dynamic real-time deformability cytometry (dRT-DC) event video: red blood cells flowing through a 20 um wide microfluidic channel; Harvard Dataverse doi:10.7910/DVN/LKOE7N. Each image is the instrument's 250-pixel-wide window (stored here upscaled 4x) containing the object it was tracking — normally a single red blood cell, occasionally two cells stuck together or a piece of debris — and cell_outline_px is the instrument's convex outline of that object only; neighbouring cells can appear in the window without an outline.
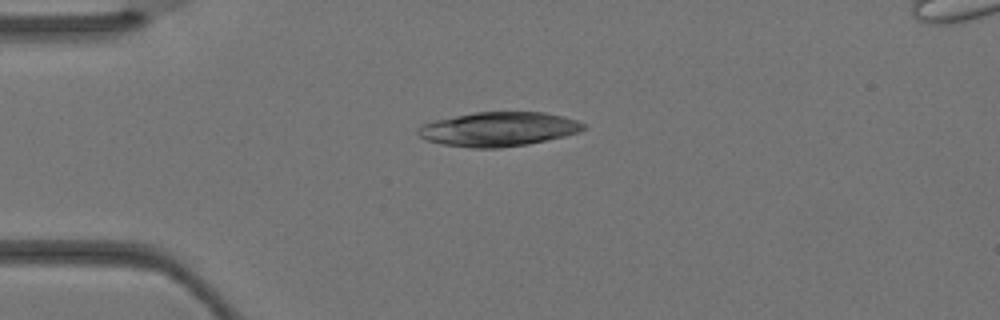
{"species": "Egyptian fruit bat (a non-hibernating species)", "species_latin": "Rousettus aegyptiacus", "temperature_condition": "warm", "stored_images_in_passage": 4, "camera_frame_rate_fps": 3000, "um_per_image_px": 0.085, "animal": {"sex": "female"}, "frame": {"image": 1, "passage_image": 3, "time_ms": 0.667, "image_size_px": [1000, 320], "cell_outline_px": [[584, 128], [580, 132], [564, 136], [528, 144], [500, 148], [472, 148], [440, 144], [424, 140], [416, 132], [416, 128], [432, 120], [472, 112], [544, 112], [564, 116], [576, 120], [584, 124]], "centroid_in_image_um": [42.31, 10.97], "position_along_channel_um": 42.7, "area_um2": 33.29}}